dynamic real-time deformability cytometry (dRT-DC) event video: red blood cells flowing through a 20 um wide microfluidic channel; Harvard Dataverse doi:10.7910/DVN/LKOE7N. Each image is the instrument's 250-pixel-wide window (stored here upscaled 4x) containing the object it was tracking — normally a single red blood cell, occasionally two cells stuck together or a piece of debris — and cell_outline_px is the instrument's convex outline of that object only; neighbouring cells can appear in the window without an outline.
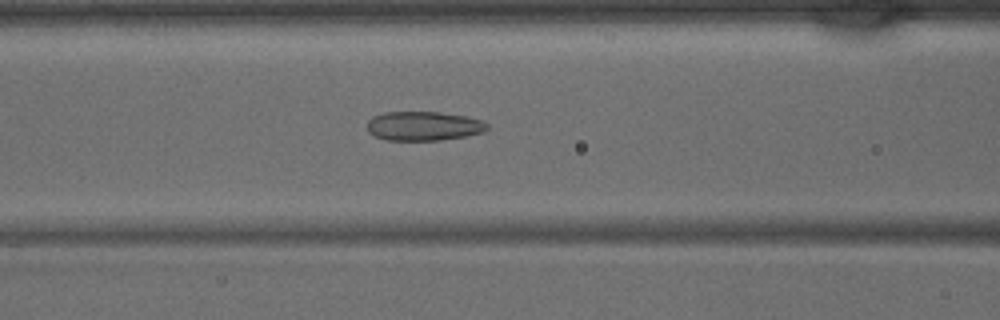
{"species": "common noctule bat (a hibernating species)", "species_latin": "Nyctalus noctula", "temperature_condition": "warm", "stored_images_in_passage": 28, "camera_frame_rate_fps": 3000, "um_per_image_px": 0.085, "animal": {"sex": "male", "body_mass_g": 15.6}, "frame": {"image": 1, "passage_image": 12, "time_ms": 3.667, "image_size_px": [1000, 320], "cell_outline_px": [[488, 128], [484, 132], [468, 136], [440, 140], [384, 140], [368, 132], [368, 120], [372, 116], [384, 112], [440, 112], [468, 116], [484, 120], [488, 124]], "centroid_in_image_um": [36.04, 10.71], "position_along_channel_um": 130.6, "area_um2": 20.69}}
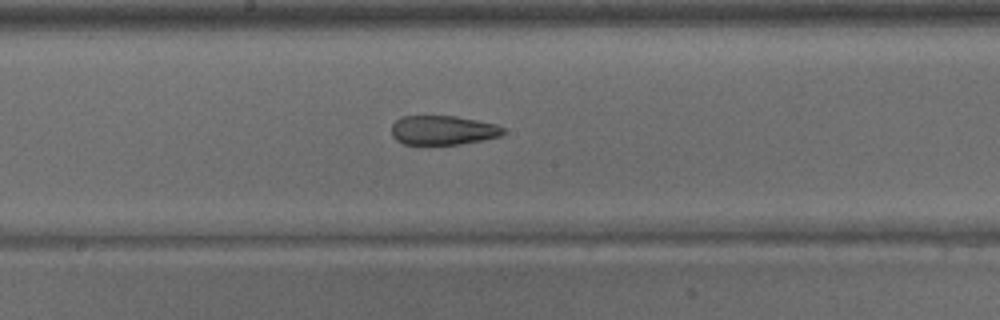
{"frame": {"image": 2, "passage_image": 17, "time_ms": 5.333, "image_size_px": [1000, 320], "cell_outline_px": [[504, 132], [500, 136], [484, 140], [460, 144], [404, 144], [396, 140], [392, 136], [392, 124], [396, 120], [404, 116], [456, 116], [496, 124], [504, 128]], "centroid_in_image_um": [37.65, 11.07], "position_along_channel_um": 210.6, "area_um2": 19.02}}
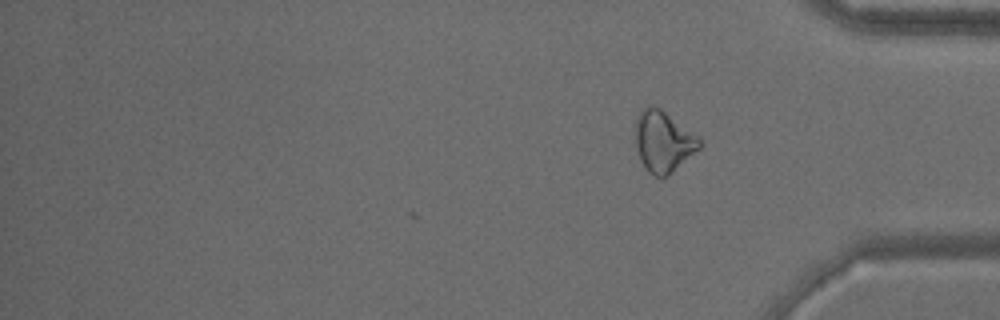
{"frame": {"image": 3, "passage_image": 28, "time_ms": 9.0, "image_size_px": [1000, 320], "cell_outline_px": [[700, 148], [668, 176], [656, 176], [648, 172], [644, 168], [640, 160], [636, 148], [636, 116], [648, 104], [652, 104], [660, 108], [696, 136], [700, 140]], "centroid_in_image_um": [56.34, 12.03], "position_along_channel_um": 378.9, "area_um2": 22.48}}